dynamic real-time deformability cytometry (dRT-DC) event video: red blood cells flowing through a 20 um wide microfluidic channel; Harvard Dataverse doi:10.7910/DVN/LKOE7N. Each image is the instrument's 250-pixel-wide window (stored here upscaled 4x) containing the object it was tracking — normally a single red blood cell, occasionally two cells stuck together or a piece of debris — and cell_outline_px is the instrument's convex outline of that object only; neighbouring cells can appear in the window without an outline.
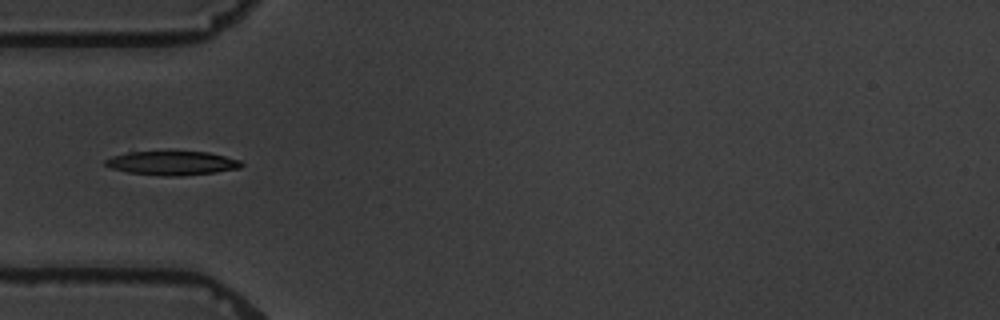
{"species": "common noctule bat (a hibernating species)", "species_latin": "Nyctalus noctula", "temperature_condition": "warm", "stored_images_in_passage": 11, "camera_frame_rate_fps": 3000, "um_per_image_px": 0.085, "animal": {"sex": "male", "body_mass_g": 19.5, "forearm_length_mm": 54.6}, "frame": {"image": 1, "passage_image": 1, "time_ms": 0.0, "image_size_px": [1000, 320], "cell_outline_px": [[244, 164], [240, 168], [216, 172], [180, 176], [164, 176], [128, 172], [112, 168], [104, 164], [104, 160], [112, 156], [128, 152], [208, 152], [240, 160]], "centroid_in_image_um": [14.64, 13.87], "position_along_channel_um": 70.4, "area_um2": 18.84}}
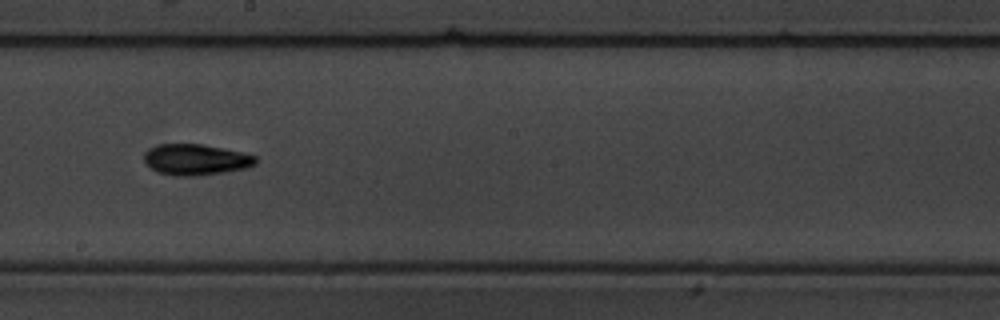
{"frame": {"image": 2, "passage_image": 5, "time_ms": 4.667, "image_size_px": [1000, 320], "cell_outline_px": [[256, 164], [244, 168], [224, 172], [192, 176], [172, 176], [156, 172], [144, 160], [144, 152], [148, 148], [156, 144], [204, 144], [240, 152], [256, 156]], "centroid_in_image_um": [16.59, 13.56], "position_along_channel_um": 231.6, "area_um2": 20.11}}
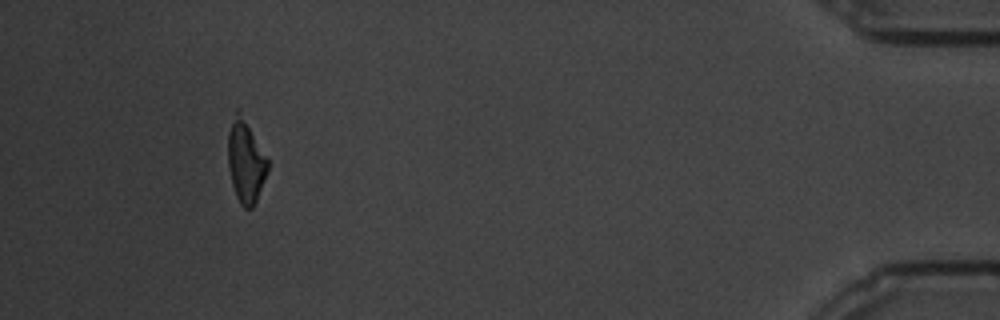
{"frame": {"image": 3, "passage_image": 10, "time_ms": 12.0, "image_size_px": [1000, 320], "cell_outline_px": [[268, 172], [256, 200], [252, 208], [244, 208], [240, 204], [236, 196], [232, 184], [228, 168], [228, 132], [236, 108], [240, 108], [268, 160]], "centroid_in_image_um": [20.87, 13.69], "position_along_channel_um": 414.3, "area_um2": 19.19}}